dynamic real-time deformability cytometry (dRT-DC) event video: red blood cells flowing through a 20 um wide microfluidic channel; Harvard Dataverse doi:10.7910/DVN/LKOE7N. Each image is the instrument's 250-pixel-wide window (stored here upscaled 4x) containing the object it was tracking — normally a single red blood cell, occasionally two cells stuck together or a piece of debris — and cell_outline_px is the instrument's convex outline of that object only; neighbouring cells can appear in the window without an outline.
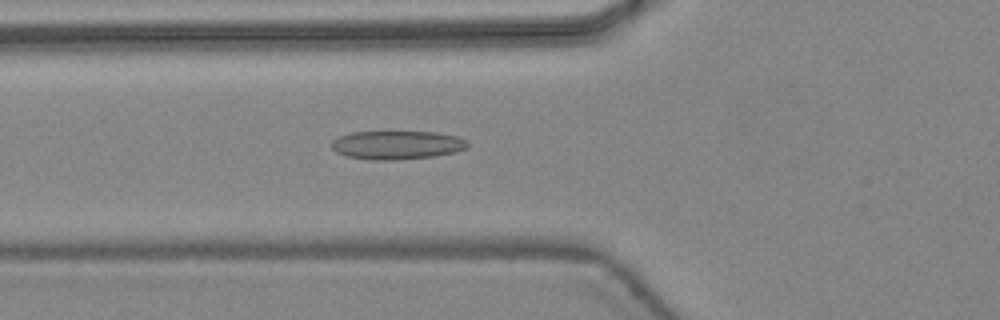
{"species": "common noctule bat (a hibernating species)", "species_latin": "Nyctalus noctula", "temperature_condition": "warm", "stored_images_in_passage": 34, "camera_frame_rate_fps": 3000, "um_per_image_px": 0.085, "animal": {"sex": "female", "body_mass_g": 24.6, "forearm_length_mm": 56.2}, "frame": {"image": 1, "passage_image": 5, "time_ms": 1.333, "image_size_px": [1000, 320], "cell_outline_px": [[468, 148], [456, 152], [436, 156], [396, 160], [368, 160], [344, 156], [336, 152], [332, 148], [332, 140], [340, 136], [352, 132], [436, 132], [456, 136], [468, 140]], "centroid_in_image_um": [33.75, 12.34], "position_along_channel_um": 92.0, "area_um2": 22.89}}
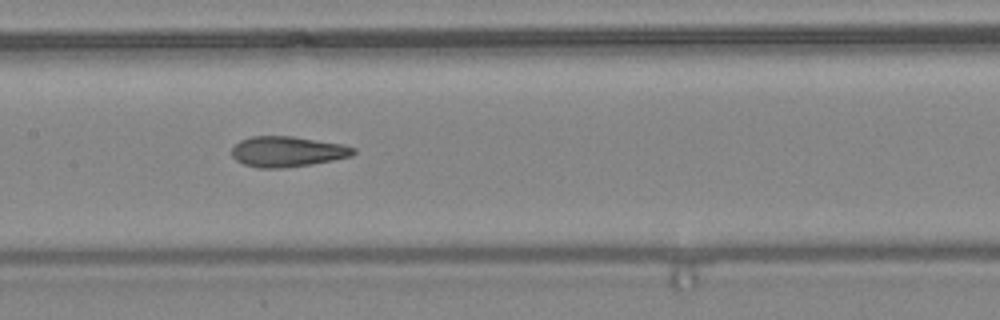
{"frame": {"image": 2, "passage_image": 11, "time_ms": 3.333, "image_size_px": [1000, 320], "cell_outline_px": [[356, 152], [352, 156], [312, 164], [280, 168], [260, 168], [244, 164], [236, 160], [232, 156], [232, 148], [240, 140], [252, 136], [292, 136], [344, 144], [356, 148]], "centroid_in_image_um": [24.44, 12.88], "position_along_channel_um": 183.0, "area_um2": 21.62}}
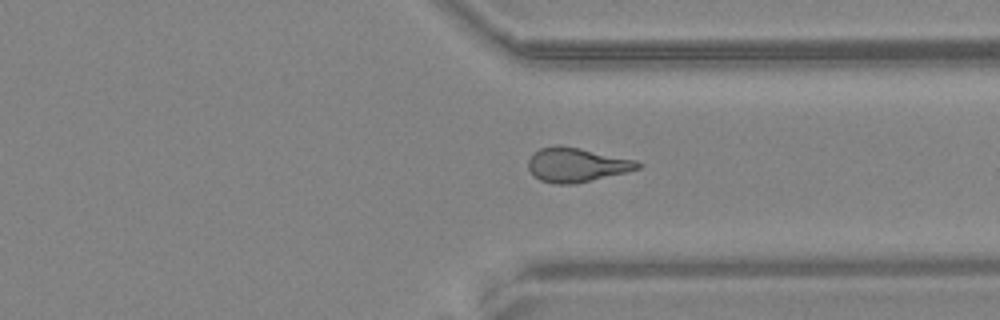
{"frame": {"image": 3, "passage_image": 23, "time_ms": 7.333, "image_size_px": [1000, 320], "cell_outline_px": [[640, 168], [624, 172], [572, 184], [556, 184], [540, 180], [532, 176], [528, 168], [528, 160], [532, 152], [540, 148], [556, 144], [560, 144], [580, 148], [636, 160], [640, 164]], "centroid_in_image_um": [48.92, 13.99], "position_along_channel_um": 362.5, "area_um2": 21.79}, "authors_computed_cell_mechanics": {"area_um2": 21.5883, "velocity_mm_per_s": 4.5084, "shape_relaxation_time_tau1_ms": null, "shape_relaxation_time_tau2_ms": 2.0855, "deformation_change_tau1": null, "deformation_change_tau2": 0.1163}}